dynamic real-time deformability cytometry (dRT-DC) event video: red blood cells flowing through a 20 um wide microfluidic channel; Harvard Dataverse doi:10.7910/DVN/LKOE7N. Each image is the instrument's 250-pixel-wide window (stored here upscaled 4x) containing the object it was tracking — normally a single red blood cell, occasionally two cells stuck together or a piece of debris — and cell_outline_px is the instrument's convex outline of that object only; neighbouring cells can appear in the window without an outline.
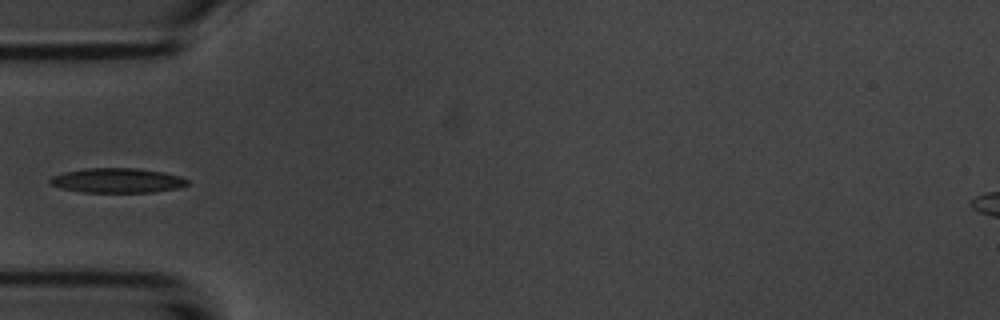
{"species": "common noctule bat (a hibernating species)", "species_latin": "Nyctalus noctula", "temperature_condition": "room temperature", "stored_images_in_passage": 12, "camera_frame_rate_fps": 3000, "um_per_image_px": 0.085, "animal": {"sex": "male", "body_mass_g": 20.1, "forearm_length_mm": 53.5}, "frame": {"image": 1, "passage_image": 6, "time_ms": 6.667, "image_size_px": [1000, 320], "cell_outline_px": [[192, 184], [180, 188], [152, 192], [80, 192], [60, 188], [48, 184], [48, 180], [52, 176], [64, 172], [84, 168], [136, 168], [164, 172], [180, 176], [188, 180]], "centroid_in_image_um": [9.97, 15.34], "position_along_channel_um": 75.0, "area_um2": 20.06}}
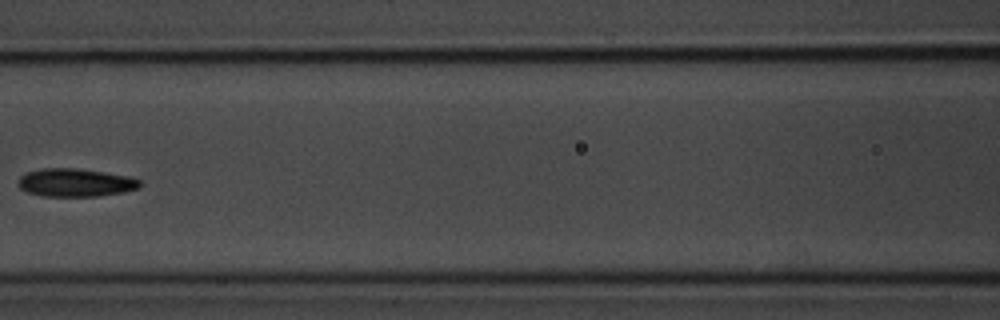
{"frame": {"image": 2, "passage_image": 8, "time_ms": 9.0, "image_size_px": [1000, 320], "cell_outline_px": [[140, 188], [124, 192], [96, 196], [40, 196], [28, 192], [20, 188], [16, 184], [16, 180], [20, 176], [28, 172], [40, 168], [76, 168], [104, 172], [128, 176], [140, 180]], "centroid_in_image_um": [6.37, 15.52], "position_along_channel_um": 160.2, "area_um2": 20.06}}
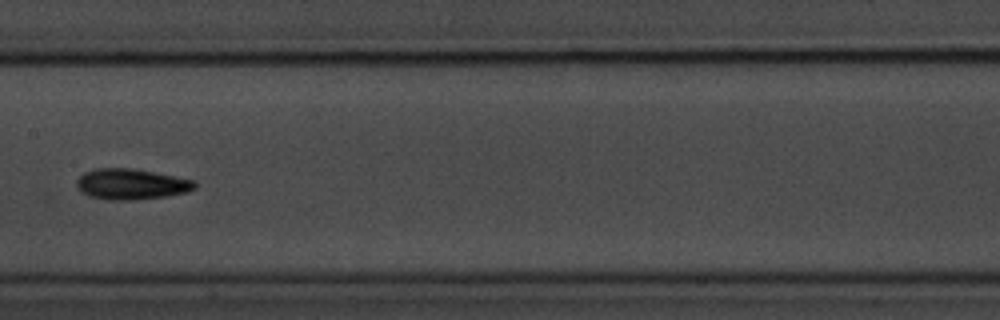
{"frame": {"image": 3, "passage_image": 9, "time_ms": 10.0, "image_size_px": [1000, 320], "cell_outline_px": [[196, 188], [188, 192], [168, 196], [136, 200], [108, 200], [88, 196], [80, 192], [76, 188], [76, 180], [84, 172], [92, 168], [132, 168], [196, 180]], "centroid_in_image_um": [11.13, 15.66], "position_along_channel_um": 196.3, "area_um2": 21.56}}